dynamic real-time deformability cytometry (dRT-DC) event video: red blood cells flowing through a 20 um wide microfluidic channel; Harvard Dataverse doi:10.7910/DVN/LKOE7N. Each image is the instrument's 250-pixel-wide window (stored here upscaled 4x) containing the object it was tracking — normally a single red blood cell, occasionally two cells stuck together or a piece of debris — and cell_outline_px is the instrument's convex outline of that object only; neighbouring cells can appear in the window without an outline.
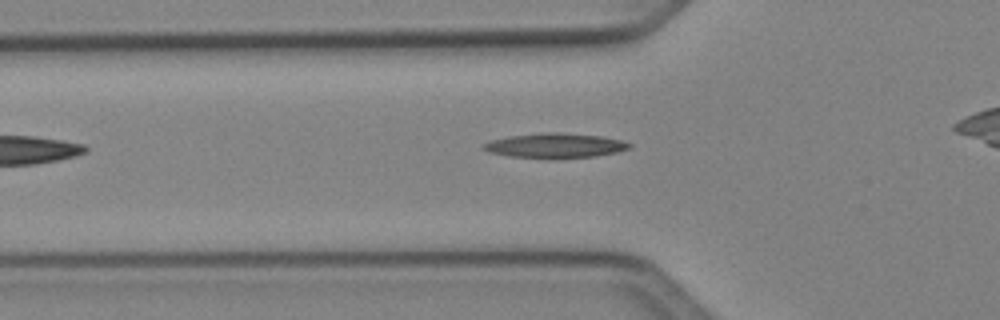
{"species": "Egyptian fruit bat (a non-hibernating species)", "species_latin": "Rousettus aegyptiacus", "temperature_condition": "cold", "stored_images_in_passage": 28, "camera_frame_rate_fps": 3000, "um_per_image_px": 0.085, "animal": {"sex": "female"}, "frame": {"image": 1, "passage_image": 2, "time_ms": 0.333, "image_size_px": [1000, 320], "cell_outline_px": [[632, 144], [628, 148], [616, 152], [596, 156], [508, 156], [488, 152], [484, 148], [484, 144], [492, 140], [508, 136], [540, 132], [560, 132], [600, 136], [620, 140]], "centroid_in_image_um": [47.17, 12.33], "position_along_channel_um": 78.6, "area_um2": 20.06}}
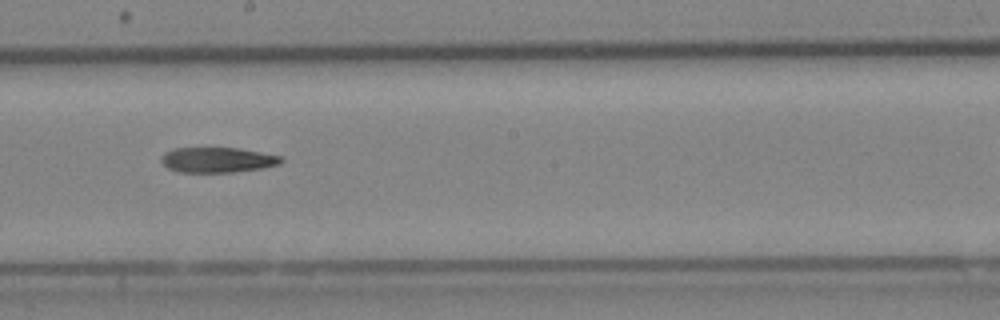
{"frame": {"image": 2, "passage_image": 13, "time_ms": 4.0, "image_size_px": [1000, 320], "cell_outline_px": [[284, 160], [280, 164], [264, 168], [232, 172], [180, 172], [168, 168], [160, 160], [160, 156], [164, 152], [176, 148], [240, 148], [280, 156]], "centroid_in_image_um": [18.48, 13.59], "position_along_channel_um": 229.7, "area_um2": 17.63}}
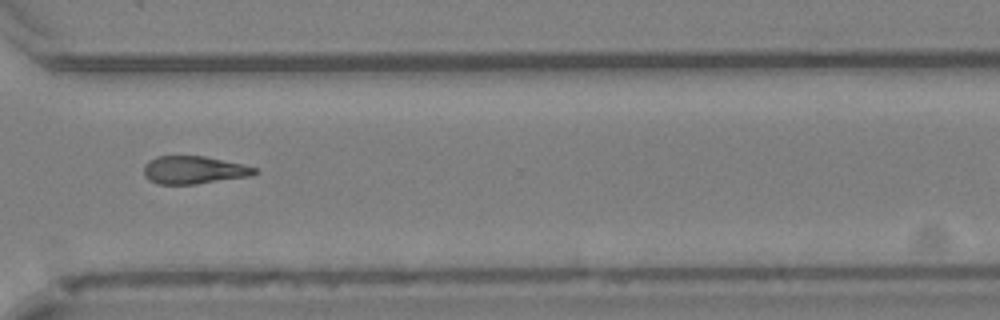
{"frame": {"image": 3, "passage_image": 22, "time_ms": 7.0, "image_size_px": [1000, 320], "cell_outline_px": [[260, 172], [252, 176], [196, 184], [160, 184], [148, 180], [144, 176], [144, 164], [148, 160], [156, 156], [204, 156], [244, 164], [260, 168]], "centroid_in_image_um": [16.52, 14.45], "position_along_channel_um": 354.1, "area_um2": 18.32}}